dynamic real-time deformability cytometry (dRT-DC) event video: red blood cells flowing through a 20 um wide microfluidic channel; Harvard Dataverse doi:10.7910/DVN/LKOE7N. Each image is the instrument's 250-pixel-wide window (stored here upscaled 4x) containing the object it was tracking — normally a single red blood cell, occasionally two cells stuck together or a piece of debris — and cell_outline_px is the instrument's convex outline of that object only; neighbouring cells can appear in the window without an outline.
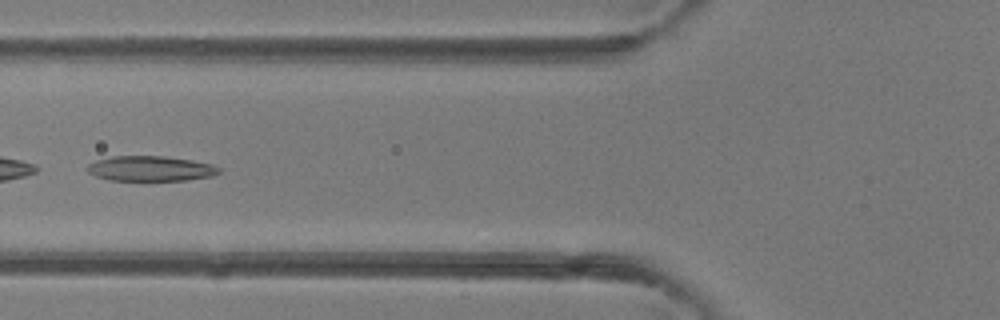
{"species": "common noctule bat (a hibernating species)", "species_latin": "Nyctalus noctula", "temperature_condition": "room temperature", "stored_images_in_passage": 6, "camera_frame_rate_fps": 3000, "um_per_image_px": 0.085, "animal": {"sex": "female"}, "frame": {"image": 1, "passage_image": 5, "time_ms": 5.333, "image_size_px": [1000, 320], "cell_outline_px": [[220, 172], [212, 176], [188, 180], [108, 180], [96, 176], [88, 172], [84, 168], [88, 164], [96, 160], [112, 156], [164, 156], [192, 160], [212, 164], [220, 168]], "centroid_in_image_um": [12.77, 14.32], "position_along_channel_um": 113.0, "area_um2": 19.36}}
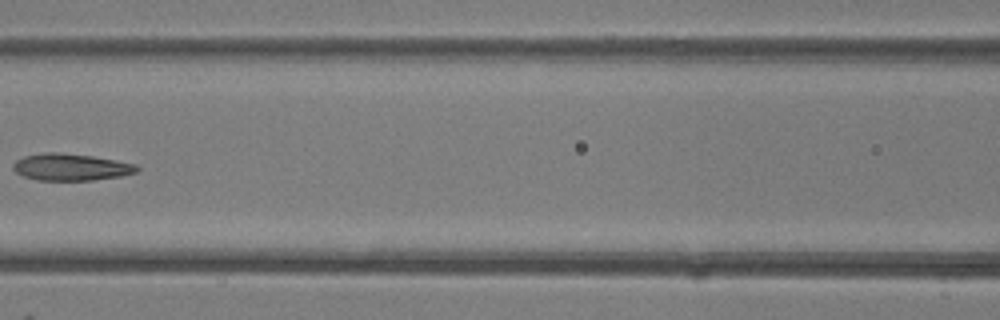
{"frame": {"image": 2, "passage_image": 6, "time_ms": 6.333, "image_size_px": [1000, 320], "cell_outline_px": [[140, 168], [136, 172], [120, 176], [92, 180], [36, 180], [24, 176], [16, 172], [12, 168], [12, 164], [16, 160], [24, 156], [44, 152], [56, 152], [92, 156], [136, 164]], "centroid_in_image_um": [6.0, 14.2], "position_along_channel_um": 160.6, "area_um2": 19.31}}